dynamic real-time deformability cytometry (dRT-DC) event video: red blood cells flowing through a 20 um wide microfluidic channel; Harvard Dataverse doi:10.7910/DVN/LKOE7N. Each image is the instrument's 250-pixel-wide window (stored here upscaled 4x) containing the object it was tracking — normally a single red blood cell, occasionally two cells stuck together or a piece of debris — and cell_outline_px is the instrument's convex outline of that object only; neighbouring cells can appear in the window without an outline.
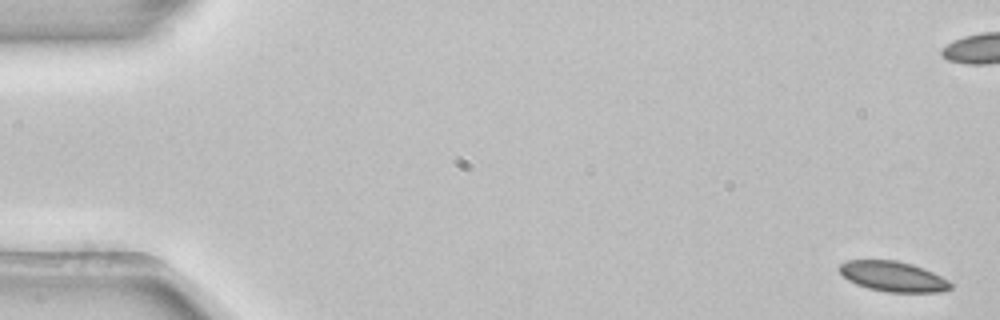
{"species": "common noctule bat (a hibernating species)", "species_latin": "Nyctalus noctula", "temperature_condition": "room temperature", "stored_images_in_passage": 4, "camera_frame_rate_fps": 3000, "um_per_image_px": 0.085, "animal": {"sex": "female", "body_mass_g": 22.7, "forearm_length_mm": 54.2}, "frame": {"image": 1, "passage_image": 1, "time_ms": 0.0, "image_size_px": [1000, 320], "cell_outline_px": [[952, 288], [940, 292], [888, 292], [868, 288], [856, 284], [848, 280], [836, 268], [840, 264], [848, 260], [896, 260], [912, 264], [932, 272], [948, 280], [952, 284]], "centroid_in_image_um": [75.89, 23.5], "position_along_channel_um": 9.1, "area_um2": 19.54}}